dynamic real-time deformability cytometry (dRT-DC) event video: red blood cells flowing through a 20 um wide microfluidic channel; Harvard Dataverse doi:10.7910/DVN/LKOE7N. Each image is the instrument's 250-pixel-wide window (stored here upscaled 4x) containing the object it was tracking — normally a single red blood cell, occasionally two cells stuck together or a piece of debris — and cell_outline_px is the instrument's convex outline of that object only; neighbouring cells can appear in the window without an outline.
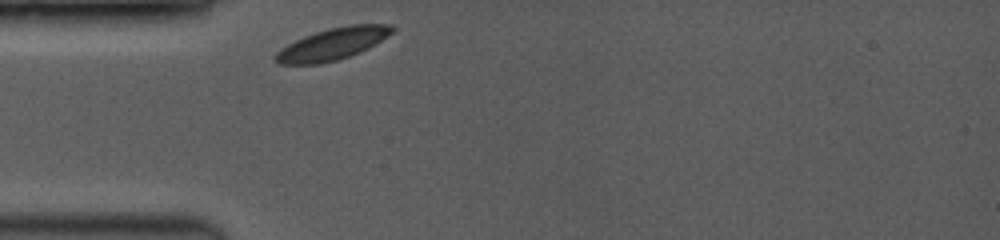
{"species": "common noctule bat (a hibernating species)", "species_latin": "Nyctalus noctula", "temperature_condition": "room temperature", "stored_images_in_passage": 1, "camera_frame_rate_fps": 3500, "um_per_image_px": 0.085, "animal": {"sex": "female", "body_mass_g": 19.0, "forearm_length_mm": 53.3}, "frame": {"image": 1, "passage_image": 1, "time_ms": 0.0, "image_size_px": [1000, 240], "cell_outline_px": [[396, 28], [388, 36], [368, 48], [360, 52], [336, 60], [320, 64], [280, 64], [272, 60], [272, 56], [280, 48], [304, 36], [328, 28], [348, 24], [392, 24]], "centroid_in_image_um": [28.25, 3.73], "position_along_channel_um": 56.7, "area_um2": 21.79}}